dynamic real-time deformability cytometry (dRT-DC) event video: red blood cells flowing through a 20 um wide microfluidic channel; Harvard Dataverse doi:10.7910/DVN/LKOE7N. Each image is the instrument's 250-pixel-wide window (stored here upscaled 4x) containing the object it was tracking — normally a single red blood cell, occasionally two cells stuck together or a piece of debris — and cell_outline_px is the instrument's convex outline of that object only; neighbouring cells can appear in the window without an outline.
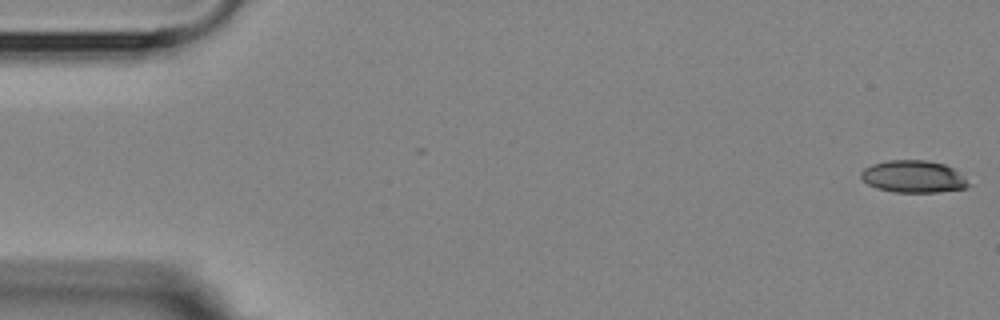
{"species": "Egyptian fruit bat (a non-hibernating species)", "species_latin": "Rousettus aegyptiacus", "temperature_condition": "room temperature", "stored_images_in_passage": 3, "camera_frame_rate_fps": 3000, "um_per_image_px": 0.085, "animal": {"sex": "female"}, "frame": {"image": 1, "passage_image": 1, "time_ms": 0.0, "image_size_px": [1000, 320], "cell_outline_px": [[972, 184], [968, 188], [940, 192], [892, 192], [876, 188], [868, 184], [860, 176], [860, 172], [864, 168], [872, 164], [888, 160], [924, 160], [944, 164], [952, 168]], "centroid_in_image_um": [77.64, 15.02], "position_along_channel_um": 7.4, "area_um2": 20.23}}